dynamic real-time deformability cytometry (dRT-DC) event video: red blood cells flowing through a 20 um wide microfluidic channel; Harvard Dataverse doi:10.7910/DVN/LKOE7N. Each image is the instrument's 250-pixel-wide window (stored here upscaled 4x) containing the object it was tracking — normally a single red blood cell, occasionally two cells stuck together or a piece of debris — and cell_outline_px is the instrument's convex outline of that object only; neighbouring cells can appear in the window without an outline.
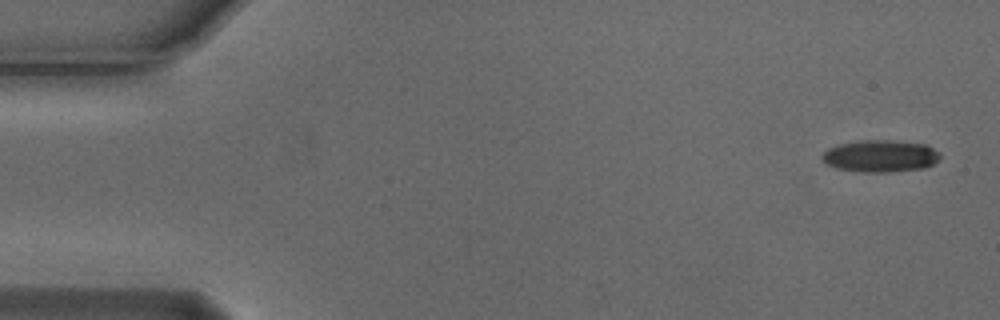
{"species": "Egyptian fruit bat (a non-hibernating species)", "species_latin": "Rousettus aegyptiacus", "temperature_condition": "cold", "stored_images_in_passage": 8, "camera_frame_rate_fps": 3000, "um_per_image_px": 0.085, "animal": {"sex": "male"}, "frame": {"image": 1, "passage_image": 1, "time_ms": 0.0, "image_size_px": [1000, 320], "cell_outline_px": [[940, 156], [932, 164], [924, 168], [888, 172], [864, 172], [836, 168], [824, 164], [820, 160], [820, 156], [828, 148], [840, 144], [860, 140], [888, 140], [928, 144], [940, 152]], "centroid_in_image_um": [74.8, 13.26], "position_along_channel_um": 10.2, "area_um2": 22.2}}
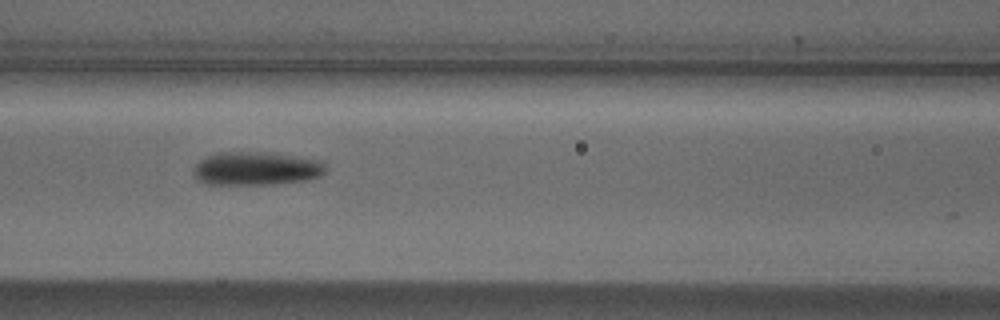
{"frame": {"image": 2, "passage_image": 7, "time_ms": 2.0, "image_size_px": [1000, 320], "cell_outline_px": [[324, 172], [320, 176], [304, 180], [272, 184], [208, 184], [196, 180], [192, 176], [192, 168], [200, 160], [216, 152], [272, 152], [320, 160], [324, 164]], "centroid_in_image_um": [21.71, 14.32], "position_along_channel_um": 144.9, "area_um2": 25.89}}
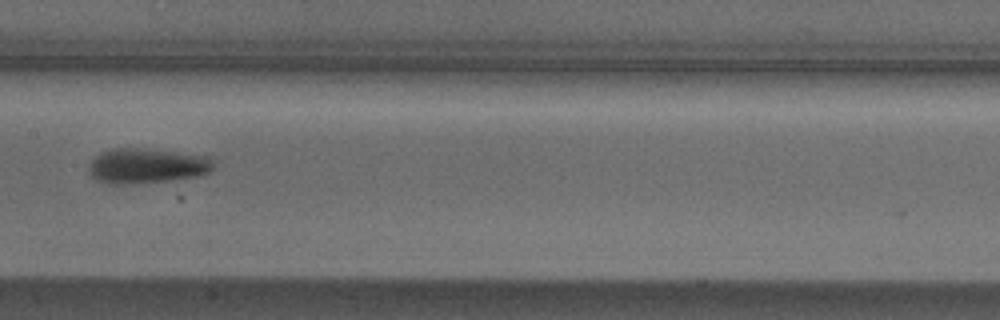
{"frame": {"image": 3, "passage_image": 8, "time_ms": 2.333, "image_size_px": [1000, 320], "cell_outline_px": [[212, 168], [208, 172], [196, 176], [168, 180], [124, 184], [108, 184], [96, 180], [88, 172], [88, 164], [100, 152], [116, 148], [136, 148], [208, 156], [212, 160]], "centroid_in_image_um": [12.39, 14.1], "position_along_channel_um": 195.0, "area_um2": 25.03}}